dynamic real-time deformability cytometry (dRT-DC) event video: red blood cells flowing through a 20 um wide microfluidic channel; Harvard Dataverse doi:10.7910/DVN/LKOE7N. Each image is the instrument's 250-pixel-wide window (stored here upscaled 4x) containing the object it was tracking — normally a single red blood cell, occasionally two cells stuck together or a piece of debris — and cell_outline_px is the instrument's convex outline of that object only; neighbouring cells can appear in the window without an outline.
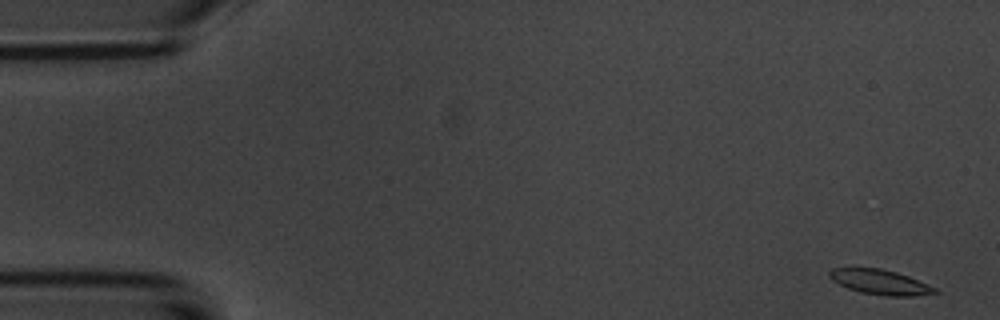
{"species": "common noctule bat (a hibernating species)", "species_latin": "Nyctalus noctula", "temperature_condition": "room temperature", "stored_images_in_passage": 53, "camera_frame_rate_fps": 3000, "um_per_image_px": 0.085, "animal": {"sex": "male", "body_mass_g": 20.1, "forearm_length_mm": 53.5}, "frame": {"image": 1, "passage_image": 1, "time_ms": 0.0, "image_size_px": [1000, 320], "cell_outline_px": [[940, 292], [912, 296], [884, 296], [860, 292], [848, 288], [832, 280], [828, 276], [828, 272], [832, 268], [880, 268], [896, 272], [908, 276], [936, 288]], "centroid_in_image_um": [74.79, 23.98], "position_along_channel_um": 10.2, "area_um2": 15.2}}
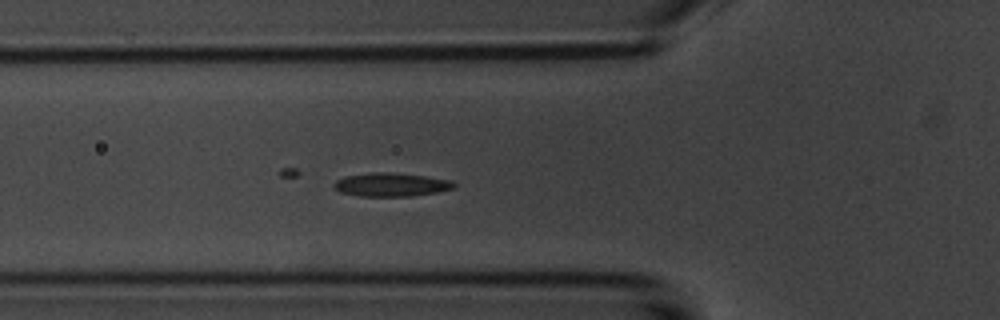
{"frame": {"image": 2, "passage_image": 18, "time_ms": 5.667, "image_size_px": [1000, 320], "cell_outline_px": [[456, 188], [436, 192], [412, 196], [360, 196], [340, 192], [332, 184], [336, 180], [344, 176], [372, 172], [380, 172], [424, 176], [452, 180], [456, 184]], "centroid_in_image_um": [33.25, 15.7], "position_along_channel_um": 92.6, "area_um2": 16.36}}
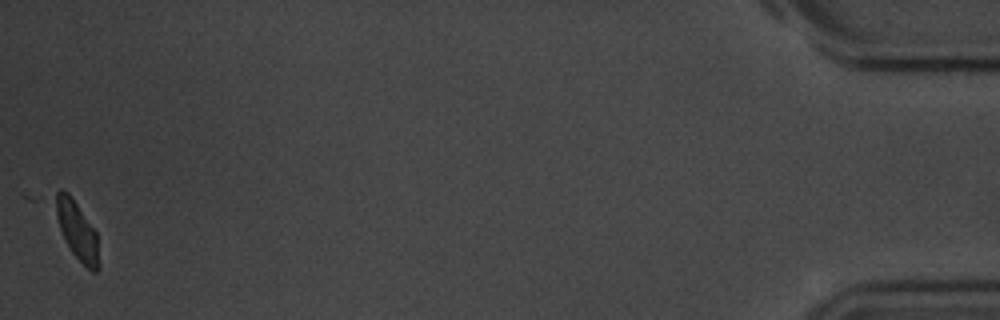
{"frame": {"image": 3, "passage_image": 53, "time_ms": 17.333, "image_size_px": [1000, 320], "cell_outline_px": [[100, 268], [96, 272], [92, 272], [72, 252], [60, 228], [48, 200], [60, 188], [68, 192], [96, 232], [100, 264]], "centroid_in_image_um": [6.47, 19.49], "position_along_channel_um": 428.7, "area_um2": 15.03}, "authors_computed_cell_mechanics": {"area_um2": 16.0684, "velocity_mm_per_s": 3.6807, "shape_relaxation_time_tau1_ms": 5.2047, "shape_relaxation_time_tau2_ms": null, "deformation_change_tau1": 0.1396, "deformation_change_tau2": null}}